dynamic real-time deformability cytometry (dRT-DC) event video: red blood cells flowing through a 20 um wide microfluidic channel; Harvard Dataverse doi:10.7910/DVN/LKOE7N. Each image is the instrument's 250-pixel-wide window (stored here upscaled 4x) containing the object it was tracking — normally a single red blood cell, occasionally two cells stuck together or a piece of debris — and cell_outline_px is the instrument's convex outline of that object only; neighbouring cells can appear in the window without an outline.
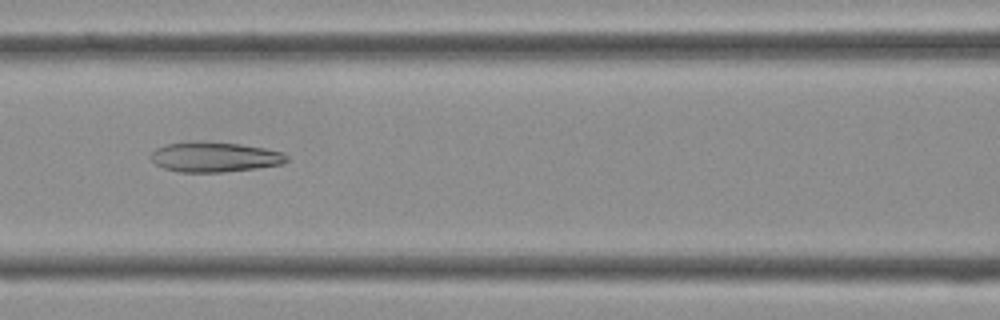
{"species": "Egyptian fruit bat (a non-hibernating species)", "species_latin": "Rousettus aegyptiacus", "temperature_condition": "cold", "stored_images_in_passage": 31, "camera_frame_rate_fps": 3000, "um_per_image_px": 0.085, "frame": {"image": 1, "passage_image": 8, "time_ms": 2.333, "image_size_px": [1000, 320], "cell_outline_px": [[288, 160], [280, 164], [256, 168], [224, 172], [180, 172], [164, 168], [156, 164], [148, 156], [156, 148], [164, 144], [240, 144], [264, 148], [284, 152], [288, 156]], "centroid_in_image_um": [18.26, 13.39], "position_along_channel_um": 148.3, "area_um2": 22.89}}
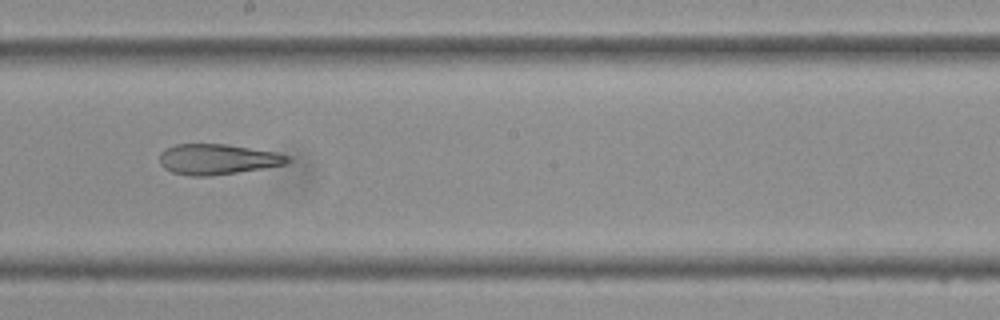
{"frame": {"image": 2, "passage_image": 13, "time_ms": 4.0, "image_size_px": [1000, 320], "cell_outline_px": [[292, 160], [288, 164], [264, 168], [212, 176], [192, 176], [172, 172], [164, 168], [160, 164], [160, 152], [176, 144], [228, 144], [276, 152], [288, 156]], "centroid_in_image_um": [18.52, 13.54], "position_along_channel_um": 229.7, "area_um2": 22.83}}
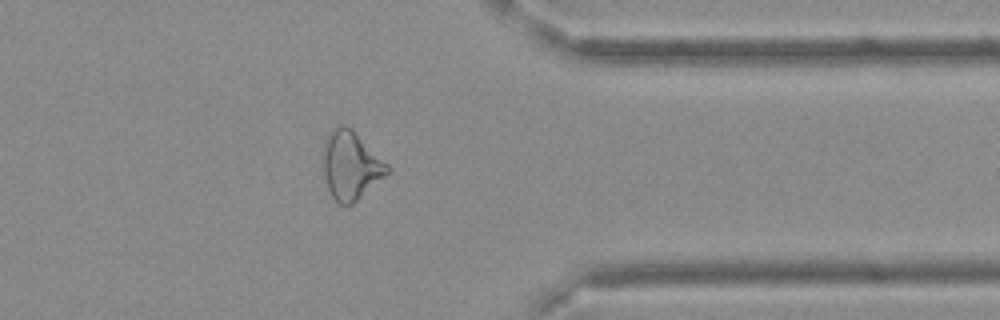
{"frame": {"image": 3, "passage_image": 23, "time_ms": 7.333, "image_size_px": [1000, 320], "cell_outline_px": [[392, 172], [352, 204], [340, 204], [332, 196], [328, 188], [324, 176], [324, 140], [332, 128], [340, 124], [344, 124], [352, 128], [392, 168]], "centroid_in_image_um": [29.85, 14.04], "position_along_channel_um": 381.5, "area_um2": 25.72}}